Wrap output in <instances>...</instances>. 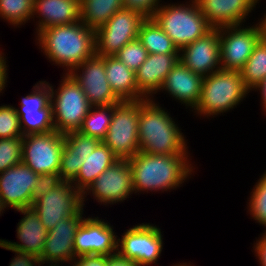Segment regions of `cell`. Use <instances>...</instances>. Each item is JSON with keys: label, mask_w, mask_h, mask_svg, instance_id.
I'll list each match as a JSON object with an SVG mask.
<instances>
[{"label": "cell", "mask_w": 266, "mask_h": 266, "mask_svg": "<svg viewBox=\"0 0 266 266\" xmlns=\"http://www.w3.org/2000/svg\"><path fill=\"white\" fill-rule=\"evenodd\" d=\"M190 155H160L139 151L128 162L135 193L170 191L181 187L194 173Z\"/></svg>", "instance_id": "6da1fadb"}, {"label": "cell", "mask_w": 266, "mask_h": 266, "mask_svg": "<svg viewBox=\"0 0 266 266\" xmlns=\"http://www.w3.org/2000/svg\"><path fill=\"white\" fill-rule=\"evenodd\" d=\"M36 35L37 45L45 57L65 67L67 74L96 54L95 31L82 21L46 28Z\"/></svg>", "instance_id": "7a4b0ae2"}, {"label": "cell", "mask_w": 266, "mask_h": 266, "mask_svg": "<svg viewBox=\"0 0 266 266\" xmlns=\"http://www.w3.org/2000/svg\"><path fill=\"white\" fill-rule=\"evenodd\" d=\"M153 99H141L139 149L149 154L188 155L185 137L168 111Z\"/></svg>", "instance_id": "3957f363"}, {"label": "cell", "mask_w": 266, "mask_h": 266, "mask_svg": "<svg viewBox=\"0 0 266 266\" xmlns=\"http://www.w3.org/2000/svg\"><path fill=\"white\" fill-rule=\"evenodd\" d=\"M189 2L177 5L161 3L152 17L179 51L213 29L201 13L196 0Z\"/></svg>", "instance_id": "277c9868"}, {"label": "cell", "mask_w": 266, "mask_h": 266, "mask_svg": "<svg viewBox=\"0 0 266 266\" xmlns=\"http://www.w3.org/2000/svg\"><path fill=\"white\" fill-rule=\"evenodd\" d=\"M249 92L239 71L212 72L203 78L201 97L194 113L214 118L239 105Z\"/></svg>", "instance_id": "5b68a950"}, {"label": "cell", "mask_w": 266, "mask_h": 266, "mask_svg": "<svg viewBox=\"0 0 266 266\" xmlns=\"http://www.w3.org/2000/svg\"><path fill=\"white\" fill-rule=\"evenodd\" d=\"M64 74L57 91L50 84L53 124L63 134L78 131L91 108L80 85L70 74Z\"/></svg>", "instance_id": "8992f818"}, {"label": "cell", "mask_w": 266, "mask_h": 266, "mask_svg": "<svg viewBox=\"0 0 266 266\" xmlns=\"http://www.w3.org/2000/svg\"><path fill=\"white\" fill-rule=\"evenodd\" d=\"M140 100L113 105V114L103 143L119 158L128 160L140 151L138 140Z\"/></svg>", "instance_id": "52a82bcc"}, {"label": "cell", "mask_w": 266, "mask_h": 266, "mask_svg": "<svg viewBox=\"0 0 266 266\" xmlns=\"http://www.w3.org/2000/svg\"><path fill=\"white\" fill-rule=\"evenodd\" d=\"M63 148L64 134L56 130L25 135L22 139V162L39 175L58 173Z\"/></svg>", "instance_id": "ba28073f"}, {"label": "cell", "mask_w": 266, "mask_h": 266, "mask_svg": "<svg viewBox=\"0 0 266 266\" xmlns=\"http://www.w3.org/2000/svg\"><path fill=\"white\" fill-rule=\"evenodd\" d=\"M255 25V26H254ZM263 38L258 24L219 28L220 61L224 71H240Z\"/></svg>", "instance_id": "9c48e42d"}, {"label": "cell", "mask_w": 266, "mask_h": 266, "mask_svg": "<svg viewBox=\"0 0 266 266\" xmlns=\"http://www.w3.org/2000/svg\"><path fill=\"white\" fill-rule=\"evenodd\" d=\"M161 229L150 223L137 224L118 237L117 252L139 266L158 262L163 249Z\"/></svg>", "instance_id": "30bf717a"}, {"label": "cell", "mask_w": 266, "mask_h": 266, "mask_svg": "<svg viewBox=\"0 0 266 266\" xmlns=\"http://www.w3.org/2000/svg\"><path fill=\"white\" fill-rule=\"evenodd\" d=\"M140 13L122 8L95 31L96 54L114 56L127 43L138 38L142 22Z\"/></svg>", "instance_id": "8fae6325"}, {"label": "cell", "mask_w": 266, "mask_h": 266, "mask_svg": "<svg viewBox=\"0 0 266 266\" xmlns=\"http://www.w3.org/2000/svg\"><path fill=\"white\" fill-rule=\"evenodd\" d=\"M83 207L82 192L68 181H62L47 194L36 199L32 205V209L48 231L53 229L61 218L76 215Z\"/></svg>", "instance_id": "7c38bea8"}, {"label": "cell", "mask_w": 266, "mask_h": 266, "mask_svg": "<svg viewBox=\"0 0 266 266\" xmlns=\"http://www.w3.org/2000/svg\"><path fill=\"white\" fill-rule=\"evenodd\" d=\"M15 107L23 136L54 131L50 83L39 81Z\"/></svg>", "instance_id": "4fadbf2b"}, {"label": "cell", "mask_w": 266, "mask_h": 266, "mask_svg": "<svg viewBox=\"0 0 266 266\" xmlns=\"http://www.w3.org/2000/svg\"><path fill=\"white\" fill-rule=\"evenodd\" d=\"M89 193L98 203H103L105 206L107 204L114 205V203L123 202L129 198L134 190L128 160H118L114 165L104 170L82 193L83 205H85V197Z\"/></svg>", "instance_id": "5bb4252c"}, {"label": "cell", "mask_w": 266, "mask_h": 266, "mask_svg": "<svg viewBox=\"0 0 266 266\" xmlns=\"http://www.w3.org/2000/svg\"><path fill=\"white\" fill-rule=\"evenodd\" d=\"M69 74L80 85L91 106H109L121 102L107 80L105 56L95 54L79 64Z\"/></svg>", "instance_id": "9a60e30c"}, {"label": "cell", "mask_w": 266, "mask_h": 266, "mask_svg": "<svg viewBox=\"0 0 266 266\" xmlns=\"http://www.w3.org/2000/svg\"><path fill=\"white\" fill-rule=\"evenodd\" d=\"M84 208L76 215L61 218L54 228L48 231L42 255L39 258L42 264L59 266L63 263L74 262V237L82 223ZM61 263V264H60Z\"/></svg>", "instance_id": "2e32d148"}, {"label": "cell", "mask_w": 266, "mask_h": 266, "mask_svg": "<svg viewBox=\"0 0 266 266\" xmlns=\"http://www.w3.org/2000/svg\"><path fill=\"white\" fill-rule=\"evenodd\" d=\"M99 217L83 219L74 237L75 256L112 255L117 252L118 236L113 226Z\"/></svg>", "instance_id": "e0dca14e"}, {"label": "cell", "mask_w": 266, "mask_h": 266, "mask_svg": "<svg viewBox=\"0 0 266 266\" xmlns=\"http://www.w3.org/2000/svg\"><path fill=\"white\" fill-rule=\"evenodd\" d=\"M39 177L23 162L0 173V199L14 210L32 207V192Z\"/></svg>", "instance_id": "ac0fdd59"}, {"label": "cell", "mask_w": 266, "mask_h": 266, "mask_svg": "<svg viewBox=\"0 0 266 266\" xmlns=\"http://www.w3.org/2000/svg\"><path fill=\"white\" fill-rule=\"evenodd\" d=\"M180 61L203 78L221 70L219 28L183 47Z\"/></svg>", "instance_id": "d6986e66"}, {"label": "cell", "mask_w": 266, "mask_h": 266, "mask_svg": "<svg viewBox=\"0 0 266 266\" xmlns=\"http://www.w3.org/2000/svg\"><path fill=\"white\" fill-rule=\"evenodd\" d=\"M180 61V54H148L146 61L135 72L138 100L153 99L162 87L167 74Z\"/></svg>", "instance_id": "ffe728a7"}, {"label": "cell", "mask_w": 266, "mask_h": 266, "mask_svg": "<svg viewBox=\"0 0 266 266\" xmlns=\"http://www.w3.org/2000/svg\"><path fill=\"white\" fill-rule=\"evenodd\" d=\"M213 28L243 25L259 0H196Z\"/></svg>", "instance_id": "44dd1931"}, {"label": "cell", "mask_w": 266, "mask_h": 266, "mask_svg": "<svg viewBox=\"0 0 266 266\" xmlns=\"http://www.w3.org/2000/svg\"><path fill=\"white\" fill-rule=\"evenodd\" d=\"M203 77L195 74L181 61L167 74L160 91L167 92L172 98L185 104L194 111L202 90Z\"/></svg>", "instance_id": "7402d4cb"}, {"label": "cell", "mask_w": 266, "mask_h": 266, "mask_svg": "<svg viewBox=\"0 0 266 266\" xmlns=\"http://www.w3.org/2000/svg\"><path fill=\"white\" fill-rule=\"evenodd\" d=\"M101 141L79 131L64 134V148L61 153L59 174L63 181L72 182L86 158Z\"/></svg>", "instance_id": "603a6c76"}, {"label": "cell", "mask_w": 266, "mask_h": 266, "mask_svg": "<svg viewBox=\"0 0 266 266\" xmlns=\"http://www.w3.org/2000/svg\"><path fill=\"white\" fill-rule=\"evenodd\" d=\"M35 15L40 18L36 34L46 28L70 25L81 21L80 0H34L33 20Z\"/></svg>", "instance_id": "cb8c5ba5"}, {"label": "cell", "mask_w": 266, "mask_h": 266, "mask_svg": "<svg viewBox=\"0 0 266 266\" xmlns=\"http://www.w3.org/2000/svg\"><path fill=\"white\" fill-rule=\"evenodd\" d=\"M23 214L20 222L17 224V238L20 242H11L5 239L4 242L13 249L23 251L41 257L48 230L41 222L37 213L31 208L16 210Z\"/></svg>", "instance_id": "d4e9b609"}, {"label": "cell", "mask_w": 266, "mask_h": 266, "mask_svg": "<svg viewBox=\"0 0 266 266\" xmlns=\"http://www.w3.org/2000/svg\"><path fill=\"white\" fill-rule=\"evenodd\" d=\"M105 73L112 91L121 101L138 100L136 74L115 56H105Z\"/></svg>", "instance_id": "484cf974"}, {"label": "cell", "mask_w": 266, "mask_h": 266, "mask_svg": "<svg viewBox=\"0 0 266 266\" xmlns=\"http://www.w3.org/2000/svg\"><path fill=\"white\" fill-rule=\"evenodd\" d=\"M118 160L119 158L101 141L86 158L72 184L83 193L104 170Z\"/></svg>", "instance_id": "4316f807"}, {"label": "cell", "mask_w": 266, "mask_h": 266, "mask_svg": "<svg viewBox=\"0 0 266 266\" xmlns=\"http://www.w3.org/2000/svg\"><path fill=\"white\" fill-rule=\"evenodd\" d=\"M138 39L149 54H180L172 39L153 18H146L142 22Z\"/></svg>", "instance_id": "83f0119b"}, {"label": "cell", "mask_w": 266, "mask_h": 266, "mask_svg": "<svg viewBox=\"0 0 266 266\" xmlns=\"http://www.w3.org/2000/svg\"><path fill=\"white\" fill-rule=\"evenodd\" d=\"M122 8L123 0H80L81 21L96 31Z\"/></svg>", "instance_id": "f1b7e54d"}, {"label": "cell", "mask_w": 266, "mask_h": 266, "mask_svg": "<svg viewBox=\"0 0 266 266\" xmlns=\"http://www.w3.org/2000/svg\"><path fill=\"white\" fill-rule=\"evenodd\" d=\"M239 72L249 91H252L266 77V38L258 42Z\"/></svg>", "instance_id": "f546056e"}, {"label": "cell", "mask_w": 266, "mask_h": 266, "mask_svg": "<svg viewBox=\"0 0 266 266\" xmlns=\"http://www.w3.org/2000/svg\"><path fill=\"white\" fill-rule=\"evenodd\" d=\"M112 114L113 105L91 106L78 131L84 135L103 141L108 132Z\"/></svg>", "instance_id": "4dcf8cb0"}, {"label": "cell", "mask_w": 266, "mask_h": 266, "mask_svg": "<svg viewBox=\"0 0 266 266\" xmlns=\"http://www.w3.org/2000/svg\"><path fill=\"white\" fill-rule=\"evenodd\" d=\"M33 6L34 0H0V17L17 28L32 18Z\"/></svg>", "instance_id": "1f68e13d"}, {"label": "cell", "mask_w": 266, "mask_h": 266, "mask_svg": "<svg viewBox=\"0 0 266 266\" xmlns=\"http://www.w3.org/2000/svg\"><path fill=\"white\" fill-rule=\"evenodd\" d=\"M254 186L248 200V212L259 225L266 228V171Z\"/></svg>", "instance_id": "d6a6232c"}, {"label": "cell", "mask_w": 266, "mask_h": 266, "mask_svg": "<svg viewBox=\"0 0 266 266\" xmlns=\"http://www.w3.org/2000/svg\"><path fill=\"white\" fill-rule=\"evenodd\" d=\"M22 139L23 137L0 139V173L22 162Z\"/></svg>", "instance_id": "836d02e7"}, {"label": "cell", "mask_w": 266, "mask_h": 266, "mask_svg": "<svg viewBox=\"0 0 266 266\" xmlns=\"http://www.w3.org/2000/svg\"><path fill=\"white\" fill-rule=\"evenodd\" d=\"M147 50L143 47L138 38L127 43L114 56L136 72L148 57Z\"/></svg>", "instance_id": "e575fe53"}, {"label": "cell", "mask_w": 266, "mask_h": 266, "mask_svg": "<svg viewBox=\"0 0 266 266\" xmlns=\"http://www.w3.org/2000/svg\"><path fill=\"white\" fill-rule=\"evenodd\" d=\"M23 137L20 119L12 105L0 106V139Z\"/></svg>", "instance_id": "d590c367"}, {"label": "cell", "mask_w": 266, "mask_h": 266, "mask_svg": "<svg viewBox=\"0 0 266 266\" xmlns=\"http://www.w3.org/2000/svg\"><path fill=\"white\" fill-rule=\"evenodd\" d=\"M62 181L63 180L61 179L59 173H47L39 175L32 192V205L36 199L47 194Z\"/></svg>", "instance_id": "8d00e7d4"}, {"label": "cell", "mask_w": 266, "mask_h": 266, "mask_svg": "<svg viewBox=\"0 0 266 266\" xmlns=\"http://www.w3.org/2000/svg\"><path fill=\"white\" fill-rule=\"evenodd\" d=\"M161 0H123V8L140 13L145 18H152L160 7Z\"/></svg>", "instance_id": "74e56055"}, {"label": "cell", "mask_w": 266, "mask_h": 266, "mask_svg": "<svg viewBox=\"0 0 266 266\" xmlns=\"http://www.w3.org/2000/svg\"><path fill=\"white\" fill-rule=\"evenodd\" d=\"M0 247L6 250L15 252V257L12 258L9 266H41L43 265L39 257L27 254L23 251L16 250L8 246L3 239H0Z\"/></svg>", "instance_id": "f35d334b"}, {"label": "cell", "mask_w": 266, "mask_h": 266, "mask_svg": "<svg viewBox=\"0 0 266 266\" xmlns=\"http://www.w3.org/2000/svg\"><path fill=\"white\" fill-rule=\"evenodd\" d=\"M74 262L78 266H107L106 255H81L75 258Z\"/></svg>", "instance_id": "ab89813d"}, {"label": "cell", "mask_w": 266, "mask_h": 266, "mask_svg": "<svg viewBox=\"0 0 266 266\" xmlns=\"http://www.w3.org/2000/svg\"><path fill=\"white\" fill-rule=\"evenodd\" d=\"M262 234L263 235L258 238V240L256 239L253 249L260 265L266 266V231Z\"/></svg>", "instance_id": "60d3db41"}, {"label": "cell", "mask_w": 266, "mask_h": 266, "mask_svg": "<svg viewBox=\"0 0 266 266\" xmlns=\"http://www.w3.org/2000/svg\"><path fill=\"white\" fill-rule=\"evenodd\" d=\"M107 266H139L135 261L121 256L118 252L107 256Z\"/></svg>", "instance_id": "b9f144b4"}, {"label": "cell", "mask_w": 266, "mask_h": 266, "mask_svg": "<svg viewBox=\"0 0 266 266\" xmlns=\"http://www.w3.org/2000/svg\"><path fill=\"white\" fill-rule=\"evenodd\" d=\"M5 54L1 51L0 52V93L4 90L5 86L7 85V77H8V65L6 64Z\"/></svg>", "instance_id": "7bdbcfd3"}, {"label": "cell", "mask_w": 266, "mask_h": 266, "mask_svg": "<svg viewBox=\"0 0 266 266\" xmlns=\"http://www.w3.org/2000/svg\"><path fill=\"white\" fill-rule=\"evenodd\" d=\"M259 90L261 93V106L266 113V77L256 86L253 88V90Z\"/></svg>", "instance_id": "ee69618b"}, {"label": "cell", "mask_w": 266, "mask_h": 266, "mask_svg": "<svg viewBox=\"0 0 266 266\" xmlns=\"http://www.w3.org/2000/svg\"><path fill=\"white\" fill-rule=\"evenodd\" d=\"M257 24L260 28L263 38H266V13L264 14V17H262Z\"/></svg>", "instance_id": "f6af8a7d"}, {"label": "cell", "mask_w": 266, "mask_h": 266, "mask_svg": "<svg viewBox=\"0 0 266 266\" xmlns=\"http://www.w3.org/2000/svg\"><path fill=\"white\" fill-rule=\"evenodd\" d=\"M6 207L2 204L1 199H0V215L5 211Z\"/></svg>", "instance_id": "bcb514c9"}, {"label": "cell", "mask_w": 266, "mask_h": 266, "mask_svg": "<svg viewBox=\"0 0 266 266\" xmlns=\"http://www.w3.org/2000/svg\"><path fill=\"white\" fill-rule=\"evenodd\" d=\"M188 264L187 263H180V264H176V265H173V266H192L190 263H188Z\"/></svg>", "instance_id": "7dc6e473"}, {"label": "cell", "mask_w": 266, "mask_h": 266, "mask_svg": "<svg viewBox=\"0 0 266 266\" xmlns=\"http://www.w3.org/2000/svg\"><path fill=\"white\" fill-rule=\"evenodd\" d=\"M69 264H70V266H78L75 262H70Z\"/></svg>", "instance_id": "c3c4849f"}]
</instances>
